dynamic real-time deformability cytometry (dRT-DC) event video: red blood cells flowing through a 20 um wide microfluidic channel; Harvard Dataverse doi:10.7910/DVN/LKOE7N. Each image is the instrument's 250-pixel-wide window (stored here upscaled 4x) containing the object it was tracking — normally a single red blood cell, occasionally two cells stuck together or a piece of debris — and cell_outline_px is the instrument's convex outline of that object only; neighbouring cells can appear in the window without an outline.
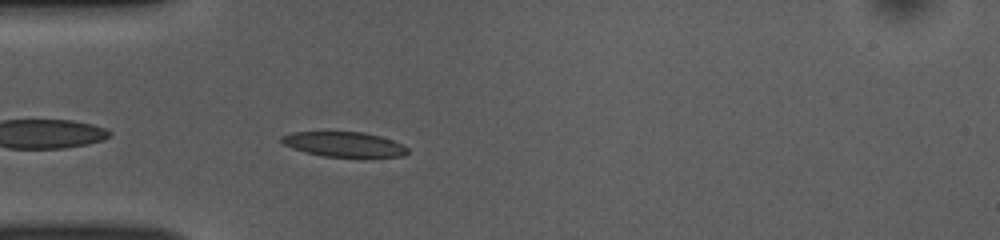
{"species": "common noctule bat (a hibernating species)", "species_latin": "Nyctalus noctula", "temperature_condition": "room temperature", "stored_images_in_passage": 40, "camera_frame_rate_fps": 3000, "um_per_image_px": 0.085, "animal": {"sex": "female", "body_mass_g": 10.0, "forearm_length_mm": 53.1}, "frame": {"image": 1, "passage_image": 3, "time_ms": 0.667, "image_size_px": [1000, 240], "cell_outline_px": [[408, 152], [404, 156], [360, 160], [324, 156], [304, 152], [292, 148], [284, 144], [280, 140], [280, 136], [292, 132], [364, 132], [380, 136], [392, 140], [408, 148]], "centroid_in_image_um": [29.29, 12.32], "position_along_channel_um": 55.7, "area_um2": 19.19}}
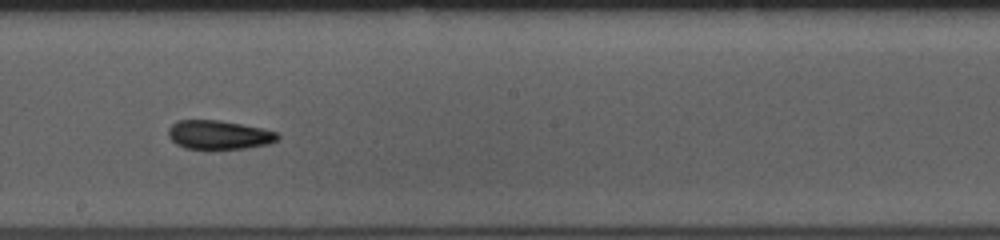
{"frame": {"image": 2, "passage_image": 17, "time_ms": 5.333, "image_size_px": [1000, 240], "cell_outline_px": [[280, 136], [276, 140], [268, 144], [244, 148], [184, 148], [176, 144], [168, 136], [168, 128], [176, 120], [220, 120], [260, 128], [276, 132]], "centroid_in_image_um": [18.56, 11.45], "position_along_channel_um": 229.6, "area_um2": 18.15}}
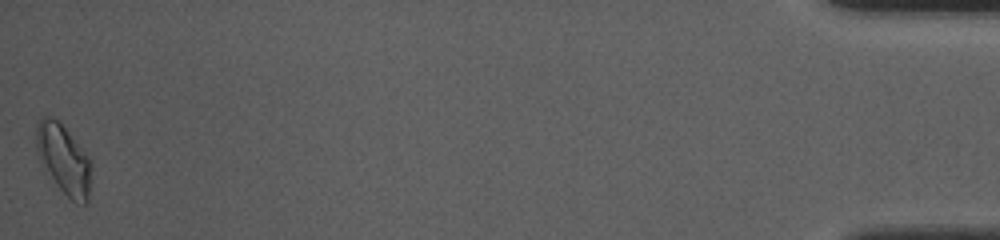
{"frame": {"image": 3, "passage_image": 40, "time_ms": 13.0, "image_size_px": [1000, 240], "cell_outline_px": [[92, 168], [88, 200], [84, 204], [72, 200], [56, 184], [40, 160], [36, 148], [36, 124], [44, 116], [48, 116], [56, 120], [64, 128], [88, 156]], "centroid_in_image_um": [5.42, 13.55], "position_along_channel_um": 429.8, "area_um2": 21.62}, "authors_computed_cell_mechanics": {"area_um2": 18.6694, "velocity_mm_per_s": 3.8344, "shape_relaxation_time_tau1_ms": 4.7262, "shape_relaxation_time_tau2_ms": 5.1534, "deformation_change_tau1": 0.1265, "deformation_change_tau2": 0.0971}}